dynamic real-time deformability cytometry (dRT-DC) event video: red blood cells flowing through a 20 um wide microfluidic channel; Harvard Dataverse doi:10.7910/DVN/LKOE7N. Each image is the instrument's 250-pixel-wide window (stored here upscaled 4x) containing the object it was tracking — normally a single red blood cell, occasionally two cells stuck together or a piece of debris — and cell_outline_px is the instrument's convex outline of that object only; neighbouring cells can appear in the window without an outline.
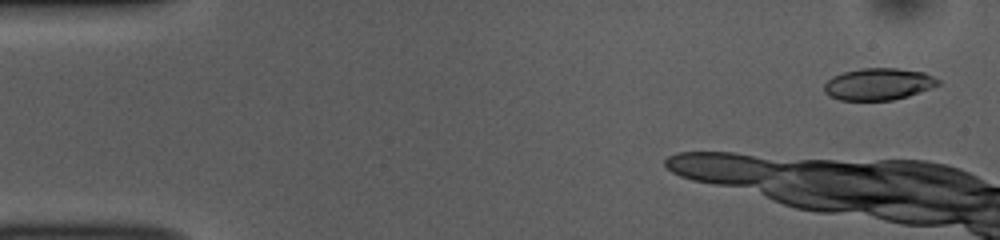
{"species": "common noctule bat (a hibernating species)", "species_latin": "Nyctalus noctula", "temperature_condition": "room temperature", "stored_images_in_passage": 44, "camera_frame_rate_fps": 3000, "um_per_image_px": 0.085, "animal": {"sex": "female", "body_mass_g": 10.0, "forearm_length_mm": 53.1}, "frame": {"image": 1, "passage_image": 2, "time_ms": 0.333, "image_size_px": [1000, 240], "cell_outline_px": [[940, 84], [908, 96], [892, 100], [840, 100], [828, 96], [824, 92], [824, 84], [832, 76], [844, 72], [860, 68], [896, 68], [924, 72], [940, 80]], "centroid_in_image_um": [74.64, 7.15], "position_along_channel_um": 10.4, "area_um2": 21.15}}
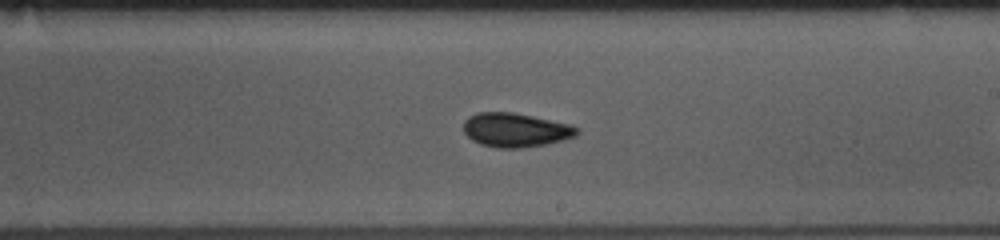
{"frame": {"image": 2, "passage_image": 25, "time_ms": 8.0, "image_size_px": [1000, 240], "cell_outline_px": [[580, 132], [576, 136], [564, 140], [548, 144], [524, 148], [496, 148], [480, 144], [472, 140], [464, 132], [464, 120], [468, 116], [476, 112], [512, 112], [572, 124], [580, 128]], "centroid_in_image_um": [43.85, 11.05], "position_along_channel_um": 245.1, "area_um2": 22.89}}
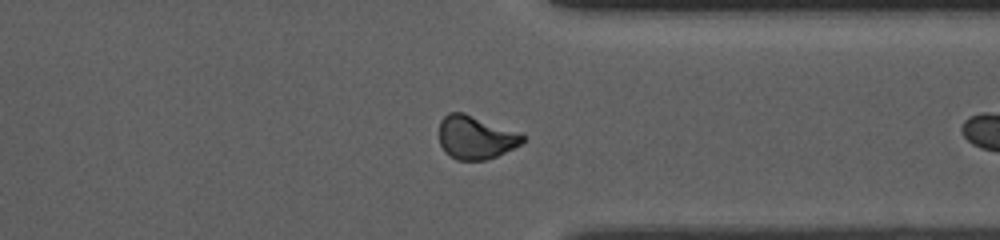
{"frame": {"image": 3, "passage_image": 35, "time_ms": 11.333, "image_size_px": [1000, 240], "cell_outline_px": [[528, 136], [520, 144], [496, 156], [484, 160], [456, 160], [448, 156], [444, 152], [440, 144], [440, 120], [448, 112], [464, 112], [520, 132]], "centroid_in_image_um": [40.42, 11.67], "position_along_channel_um": 371.0, "area_um2": 21.27}}